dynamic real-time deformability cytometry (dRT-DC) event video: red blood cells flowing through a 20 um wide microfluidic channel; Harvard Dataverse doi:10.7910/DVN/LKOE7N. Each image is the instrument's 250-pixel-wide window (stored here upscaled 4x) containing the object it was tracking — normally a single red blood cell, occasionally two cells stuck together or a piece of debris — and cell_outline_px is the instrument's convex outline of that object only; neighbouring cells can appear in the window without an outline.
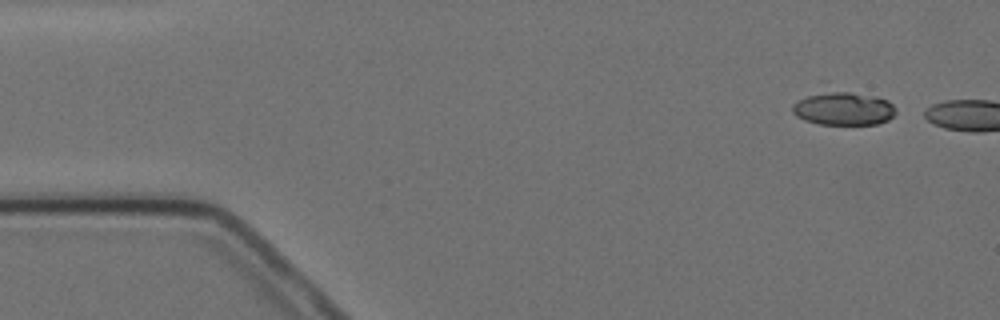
{"species": "Egyptian fruit bat (a non-hibernating species)", "species_latin": "Rousettus aegyptiacus", "temperature_condition": "cold", "stored_images_in_passage": 2, "camera_frame_rate_fps": 3000, "um_per_image_px": 0.085, "animal": {"sex": "female"}, "frame": {"image": 1, "passage_image": 1, "time_ms": 0.0, "image_size_px": [1000, 320], "cell_outline_px": [[896, 112], [888, 120], [876, 124], [820, 124], [804, 120], [796, 116], [792, 112], [792, 104], [796, 100], [820, 80], [828, 80], [888, 100], [896, 108]], "centroid_in_image_um": [71.52, 8.98], "position_along_channel_um": 13.5, "area_um2": 23.47}}